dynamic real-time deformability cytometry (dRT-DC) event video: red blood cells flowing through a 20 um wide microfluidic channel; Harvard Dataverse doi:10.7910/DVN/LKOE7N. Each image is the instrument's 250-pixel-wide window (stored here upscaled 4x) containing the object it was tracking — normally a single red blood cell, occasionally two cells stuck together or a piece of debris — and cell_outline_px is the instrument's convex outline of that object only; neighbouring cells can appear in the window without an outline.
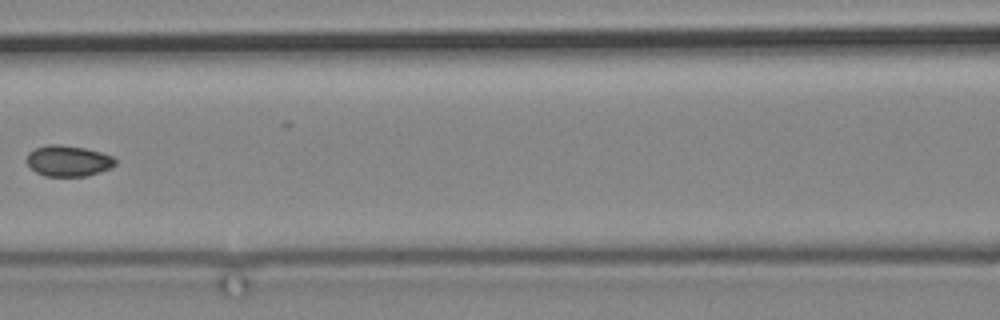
{"species": "common noctule bat (a hibernating species)", "species_latin": "Nyctalus noctula", "temperature_condition": "cold", "stored_images_in_passage": 6, "segment_of_instrument_passage": [1, 2], "camera_frame_rate_fps": 3000, "um_per_image_px": 0.085, "animal": {"sex": "male", "body_mass_g": 19.2, "forearm_length_mm": 51.8}, "frame": {"image": 1, "passage_image": 4, "time_ms": 4.0, "image_size_px": [1000, 320], "cell_outline_px": [[116, 164], [112, 168], [88, 176], [44, 176], [36, 172], [28, 164], [28, 152], [36, 148], [48, 144], [60, 144], [84, 148], [100, 152], [112, 156], [116, 160]], "centroid_in_image_um": [5.83, 13.68], "position_along_channel_um": 160.8, "area_um2": 15.95}}